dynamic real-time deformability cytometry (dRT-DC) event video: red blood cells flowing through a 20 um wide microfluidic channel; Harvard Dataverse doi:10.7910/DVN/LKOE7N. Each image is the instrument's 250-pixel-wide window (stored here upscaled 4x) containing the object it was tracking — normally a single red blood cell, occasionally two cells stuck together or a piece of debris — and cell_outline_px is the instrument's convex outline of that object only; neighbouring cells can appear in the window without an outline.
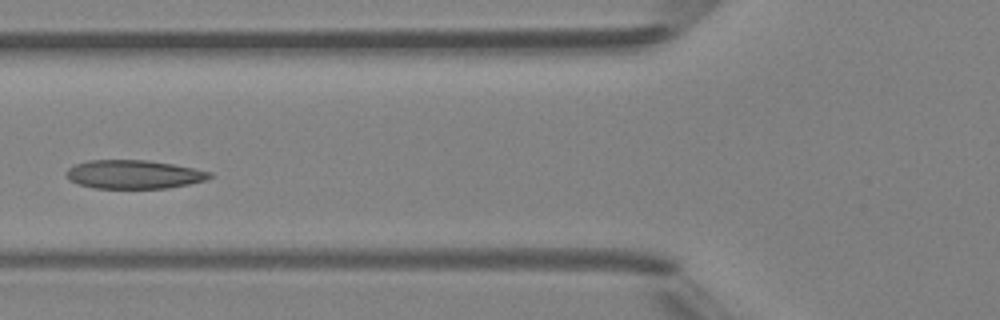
{"species": "Egyptian fruit bat (a non-hibernating species)", "species_latin": "Rousettus aegyptiacus", "temperature_condition": "room temperature", "stored_images_in_passage": 3, "camera_frame_rate_fps": 3000, "um_per_image_px": 0.085, "animal": {"sex": "female"}, "frame": {"image": 1, "passage_image": 3, "time_ms": 3.0, "image_size_px": [1000, 320], "cell_outline_px": [[212, 176], [204, 180], [188, 184], [168, 188], [96, 188], [80, 184], [68, 180], [68, 168], [76, 164], [88, 160], [148, 160], [172, 164], [212, 172]], "centroid_in_image_um": [11.38, 14.82], "position_along_channel_um": 114.4, "area_um2": 23.64}}